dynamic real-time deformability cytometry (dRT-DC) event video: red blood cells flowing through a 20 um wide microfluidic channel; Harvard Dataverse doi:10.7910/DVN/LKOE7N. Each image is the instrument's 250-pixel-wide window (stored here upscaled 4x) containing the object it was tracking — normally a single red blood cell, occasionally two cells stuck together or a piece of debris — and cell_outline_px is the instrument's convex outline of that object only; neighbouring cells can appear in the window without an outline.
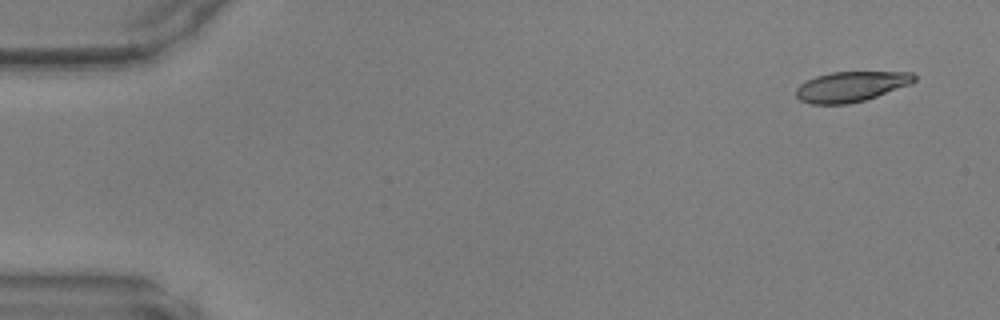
{"species": "common noctule bat (a hibernating species)", "species_latin": "Nyctalus noctula", "temperature_condition": "warm", "stored_images_in_passage": 46, "camera_frame_rate_fps": 3000, "um_per_image_px": 0.085, "animal": {"sex": "male", "body_mass_g": 17.9, "forearm_length_mm": 54.2}, "frame": {"image": 1, "passage_image": 1, "time_ms": 0.0, "image_size_px": [1000, 320], "cell_outline_px": [[916, 80], [912, 84], [864, 100], [848, 104], [812, 104], [800, 100], [796, 96], [796, 88], [800, 84], [816, 76], [832, 72], [912, 72], [916, 76]], "centroid_in_image_um": [72.35, 7.35], "position_along_channel_um": 12.6, "area_um2": 20.75}}
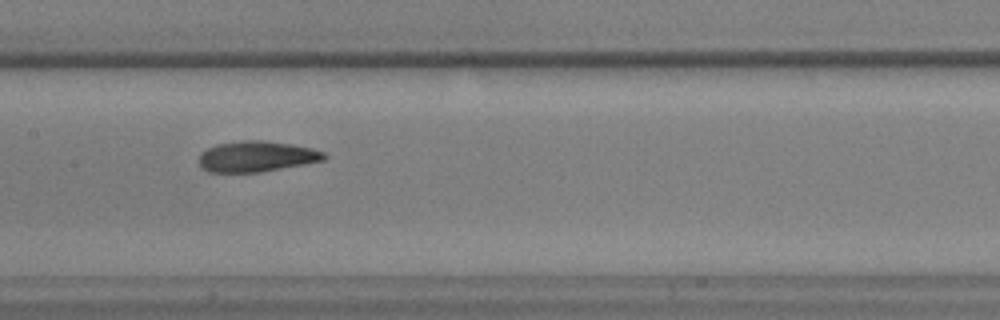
{"frame": {"image": 2, "passage_image": 22, "time_ms": 7.0, "image_size_px": [1000, 320], "cell_outline_px": [[328, 156], [324, 160], [304, 164], [260, 172], [208, 172], [200, 168], [200, 152], [216, 144], [244, 140], [264, 140], [312, 148], [324, 152]], "centroid_in_image_um": [21.79, 13.3], "position_along_channel_um": 185.6, "area_um2": 22.37}}
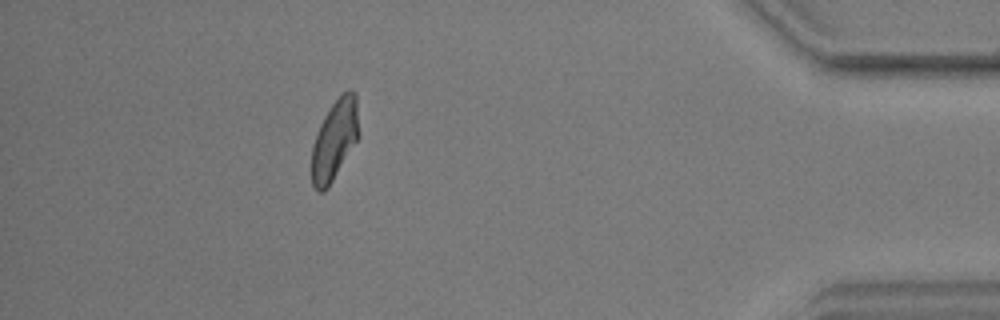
{"frame": {"image": 3, "passage_image": 41, "time_ms": 13.333, "image_size_px": [1000, 320], "cell_outline_px": [[360, 136], [328, 188], [324, 192], [316, 192], [312, 184], [312, 144], [320, 124], [324, 116], [332, 104], [348, 88], [352, 88], [356, 92]], "centroid_in_image_um": [28.46, 11.88], "position_along_channel_um": 406.7, "area_um2": 22.37}}